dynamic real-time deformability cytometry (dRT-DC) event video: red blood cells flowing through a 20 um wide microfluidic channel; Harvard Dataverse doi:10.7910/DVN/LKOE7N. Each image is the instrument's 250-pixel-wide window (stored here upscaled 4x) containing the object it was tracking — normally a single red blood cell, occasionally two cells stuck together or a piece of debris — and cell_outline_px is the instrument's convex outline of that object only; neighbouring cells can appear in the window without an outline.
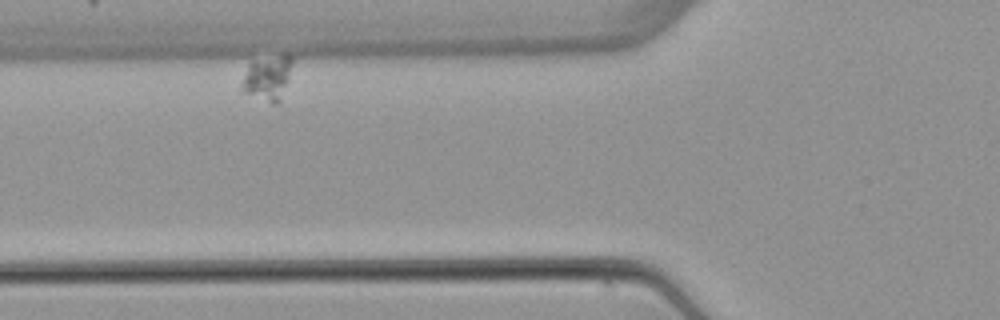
{"species": "common noctule bat (a hibernating species)", "species_latin": "Nyctalus noctula", "temperature_condition": "warm", "stored_images_in_passage": 5, "camera_frame_rate_fps": 3000, "um_per_image_px": 0.085, "animal": {"sex": "female", "body_mass_g": 22.7, "forearm_length_mm": 54.2}, "frame": {"image": 1, "passage_image": 2, "time_ms": 1.333, "image_size_px": [1000, 320], "cell_outline_px": [[292, 64], [280, 100], [276, 104], [272, 104], [240, 92], [240, 84], [248, 64], [252, 60], [280, 56], [292, 56]], "centroid_in_image_um": [22.66, 6.66], "position_along_channel_um": 103.1, "area_um2": 13.06}}
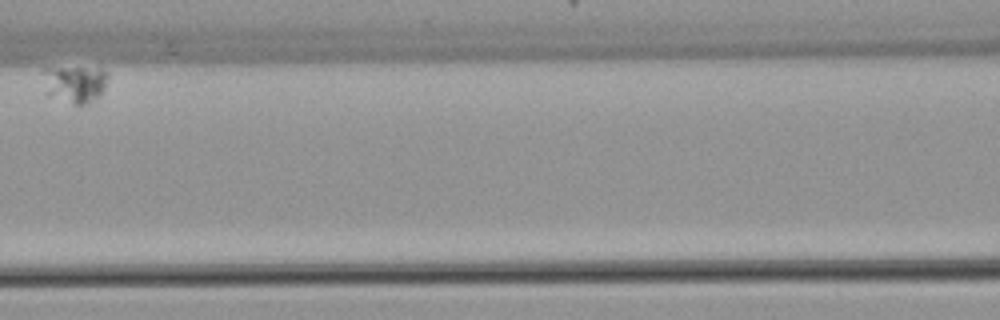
{"frame": {"image": 2, "passage_image": 4, "time_ms": 4.333, "image_size_px": [1000, 320], "cell_outline_px": [[108, 76], [104, 88], [100, 96], [80, 108], [48, 92], [40, 68], [104, 68], [108, 72]], "centroid_in_image_um": [6.42, 7.12], "position_along_channel_um": 160.2, "area_um2": 14.05}}